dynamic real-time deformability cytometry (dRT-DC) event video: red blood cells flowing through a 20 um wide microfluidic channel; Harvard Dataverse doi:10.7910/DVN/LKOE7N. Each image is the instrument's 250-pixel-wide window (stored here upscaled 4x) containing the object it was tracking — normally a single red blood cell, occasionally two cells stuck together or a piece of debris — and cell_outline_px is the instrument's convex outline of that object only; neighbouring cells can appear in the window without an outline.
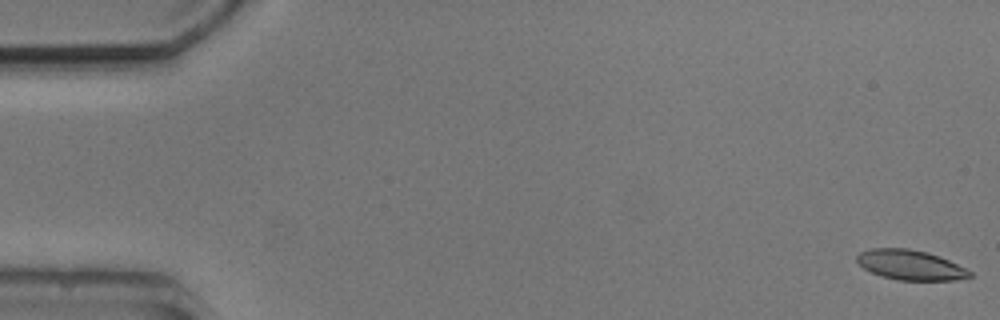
{"species": "common noctule bat (a hibernating species)", "species_latin": "Nyctalus noctula", "temperature_condition": "cold", "stored_images_in_passage": 5, "camera_frame_rate_fps": 3000, "um_per_image_px": 0.085, "animal": {"sex": "male", "body_mass_g": 20.5, "forearm_length_mm": 52.5}, "frame": {"image": 1, "passage_image": 1, "time_ms": 0.0, "image_size_px": [1000, 320], "cell_outline_px": [[972, 276], [956, 280], [900, 280], [884, 276], [872, 272], [864, 268], [856, 260], [856, 256], [860, 252], [872, 248], [908, 248], [928, 252], [948, 260], [972, 272]], "centroid_in_image_um": [77.38, 22.51], "position_along_channel_um": 7.6, "area_um2": 19.42}}